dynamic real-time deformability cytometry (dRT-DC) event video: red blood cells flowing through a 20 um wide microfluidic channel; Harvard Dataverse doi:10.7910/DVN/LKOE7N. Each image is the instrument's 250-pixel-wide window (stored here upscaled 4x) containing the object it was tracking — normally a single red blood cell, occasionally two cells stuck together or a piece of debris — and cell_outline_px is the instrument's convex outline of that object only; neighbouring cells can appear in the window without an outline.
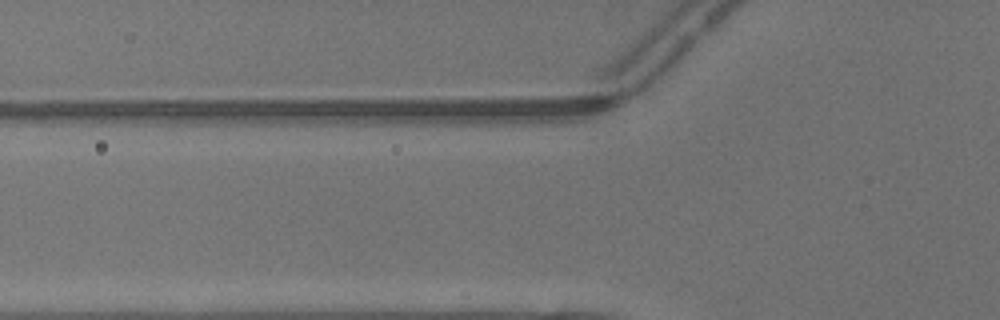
{"species": "common noctule bat (a hibernating species)", "species_latin": "Nyctalus noctula", "temperature_condition": "warm", "stored_images_in_passage": 3, "camera_frame_rate_fps": 3000, "um_per_image_px": 0.085, "animal": {"sex": "male", "body_mass_g": 13.3}, "frame": {"image": 1, "passage_image": 2, "time_ms": 0.333, "image_size_px": [1000, 320], "cell_outline_px": [[688, 40], [680, 76], [664, 100], [656, 104], [652, 104], [636, 88], [680, 40], [688, 36]], "centroid_in_image_um": [56.47, 6.33], "position_along_channel_um": 69.3, "area_um2": 10.98}}